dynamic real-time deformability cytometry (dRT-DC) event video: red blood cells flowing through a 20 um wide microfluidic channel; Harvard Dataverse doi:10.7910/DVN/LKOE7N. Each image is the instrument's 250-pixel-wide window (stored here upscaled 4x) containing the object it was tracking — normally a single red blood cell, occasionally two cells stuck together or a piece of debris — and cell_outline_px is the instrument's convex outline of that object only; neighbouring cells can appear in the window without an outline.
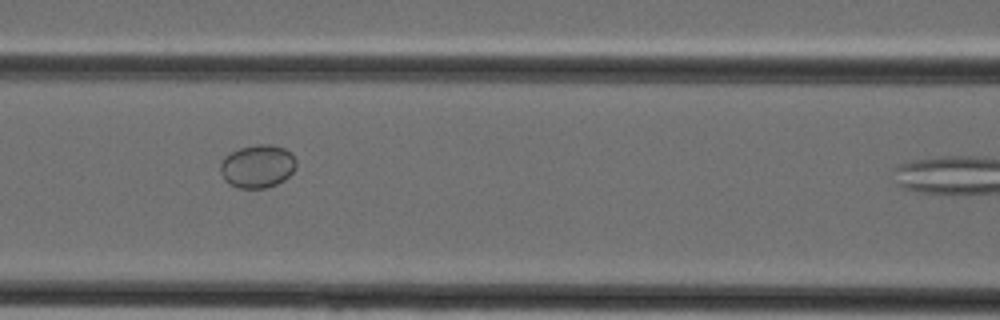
{"species": "Egyptian fruit bat (a non-hibernating species)", "species_latin": "Rousettus aegyptiacus", "temperature_condition": "cold", "stored_images_in_passage": 8, "camera_frame_rate_fps": 3000, "um_per_image_px": 0.085, "animal": {"sex": "female"}, "frame": {"image": 1, "passage_image": 5, "time_ms": 1.333, "image_size_px": [1000, 320], "cell_outline_px": [[296, 168], [284, 180], [276, 184], [264, 188], [240, 188], [228, 184], [224, 180], [220, 172], [220, 164], [224, 156], [240, 148], [256, 144], [272, 144], [284, 148], [292, 152], [296, 160]], "centroid_in_image_um": [21.89, 14.12], "position_along_channel_um": 144.7, "area_um2": 19.25}}
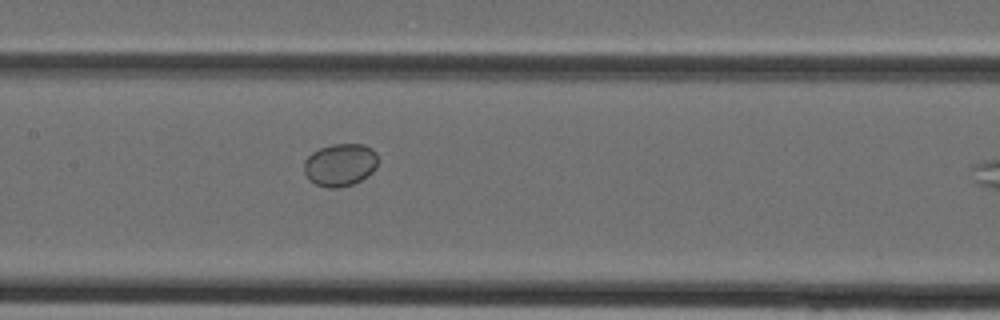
{"frame": {"image": 2, "passage_image": 7, "time_ms": 2.0, "image_size_px": [1000, 320], "cell_outline_px": [[376, 168], [368, 176], [352, 184], [336, 188], [328, 188], [316, 184], [308, 180], [304, 172], [304, 160], [312, 152], [320, 148], [332, 144], [364, 144], [372, 148], [376, 152]], "centroid_in_image_um": [28.89, 14.01], "position_along_channel_um": 178.5, "area_um2": 18.44}}